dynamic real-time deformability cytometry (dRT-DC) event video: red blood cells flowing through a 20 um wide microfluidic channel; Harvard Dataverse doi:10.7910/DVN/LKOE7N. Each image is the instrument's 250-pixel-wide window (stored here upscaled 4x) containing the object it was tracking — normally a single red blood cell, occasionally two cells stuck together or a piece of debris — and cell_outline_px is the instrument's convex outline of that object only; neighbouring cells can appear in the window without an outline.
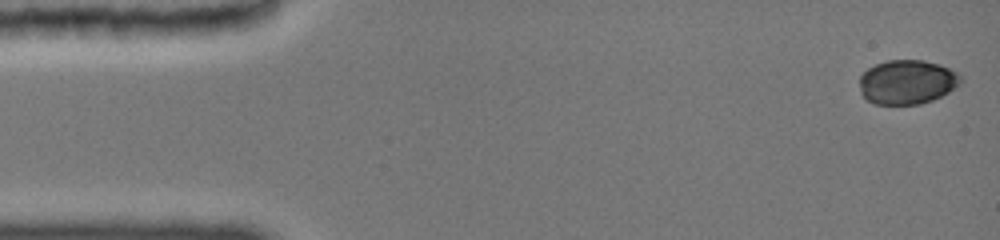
{"species": "common noctule bat (a hibernating species)", "species_latin": "Nyctalus noctula", "temperature_condition": "cold", "stored_images_in_passage": 21, "camera_frame_rate_fps": 3000, "um_per_image_px": 0.085, "animal": {"sex": "female", "body_mass_g": 19.0, "forearm_length_mm": 51.5}, "frame": {"image": 1, "passage_image": 1, "time_ms": 0.0, "image_size_px": [1000, 240], "cell_outline_px": [[964, 80], [960, 84], [948, 92], [932, 100], [920, 104], [876, 104], [868, 100], [860, 92], [860, 76], [868, 68], [876, 64], [888, 60], [924, 60], [940, 64], [960, 72], [964, 76]], "centroid_in_image_um": [77.16, 6.96], "position_along_channel_um": 7.8, "area_um2": 26.36}}
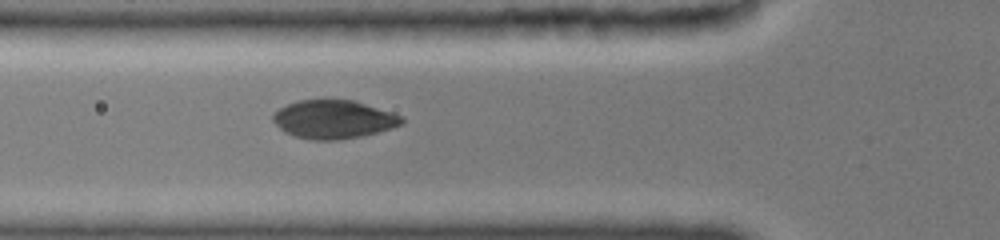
{"frame": {"image": 2, "passage_image": 19, "time_ms": 5.333, "image_size_px": [1000, 240], "cell_outline_px": [[404, 120], [400, 124], [376, 132], [360, 136], [332, 140], [312, 140], [296, 136], [284, 132], [272, 120], [272, 116], [280, 108], [288, 104], [300, 100], [356, 100], [400, 116]], "centroid_in_image_um": [28.3, 10.14], "position_along_channel_um": 97.5, "area_um2": 28.21}}
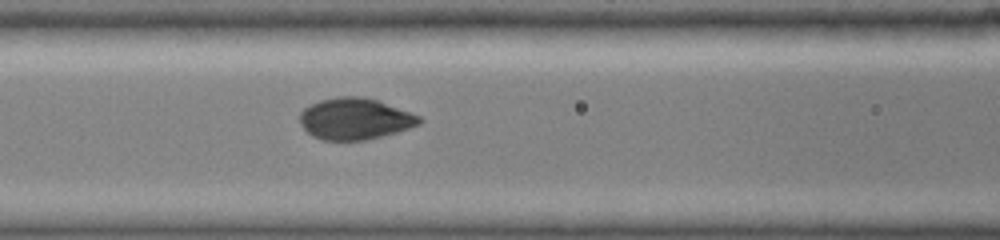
{"frame": {"image": 3, "passage_image": 21, "time_ms": 6.333, "image_size_px": [1000, 240], "cell_outline_px": [[420, 124], [396, 132], [364, 140], [324, 140], [312, 136], [304, 128], [300, 120], [300, 112], [304, 108], [320, 100], [336, 96], [360, 96], [380, 100], [420, 116]], "centroid_in_image_um": [30.16, 10.08], "position_along_channel_um": 136.4, "area_um2": 28.73}}